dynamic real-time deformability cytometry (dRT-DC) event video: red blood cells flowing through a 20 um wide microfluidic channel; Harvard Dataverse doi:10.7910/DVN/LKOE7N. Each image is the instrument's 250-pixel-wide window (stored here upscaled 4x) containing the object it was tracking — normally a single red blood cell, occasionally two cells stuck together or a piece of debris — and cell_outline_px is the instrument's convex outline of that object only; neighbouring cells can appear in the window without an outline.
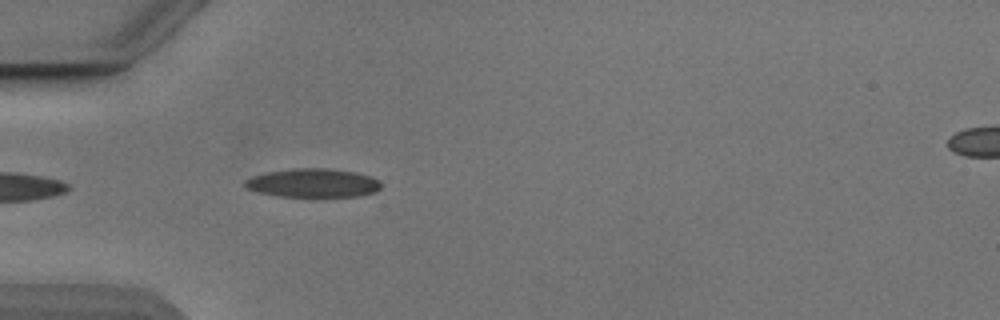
{"species": "Egyptian fruit bat (a non-hibernating species)", "species_latin": "Rousettus aegyptiacus", "temperature_condition": "cold", "stored_images_in_passage": 25, "camera_frame_rate_fps": 3000, "um_per_image_px": 0.085, "animal": {"sex": "male"}, "frame": {"image": 1, "passage_image": 2, "time_ms": 0.333, "image_size_px": [1000, 320], "cell_outline_px": [[380, 188], [376, 192], [356, 196], [280, 196], [260, 192], [244, 188], [244, 180], [252, 176], [268, 172], [292, 168], [328, 168], [356, 172], [372, 176], [380, 180]], "centroid_in_image_um": [26.62, 15.54], "position_along_channel_um": 58.4, "area_um2": 22.77}}
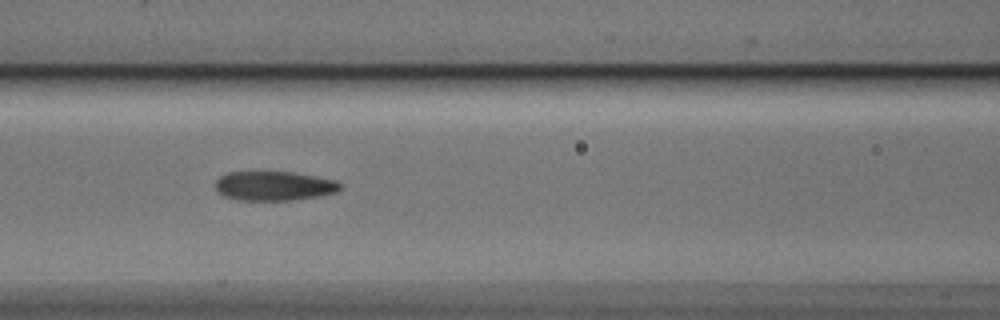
{"frame": {"image": 2, "passage_image": 9, "time_ms": 2.667, "image_size_px": [1000, 320], "cell_outline_px": [[340, 188], [336, 192], [320, 196], [292, 200], [236, 200], [224, 196], [216, 188], [216, 180], [220, 176], [228, 172], [256, 168], [292, 172], [316, 176], [336, 180], [340, 184]], "centroid_in_image_um": [23.24, 15.75], "position_along_channel_um": 143.4, "area_um2": 22.2}}
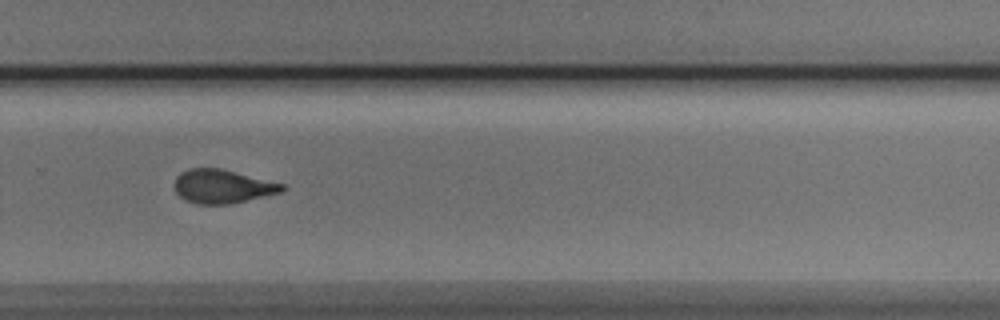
{"frame": {"image": 3, "passage_image": 22, "time_ms": 7.0, "image_size_px": [1000, 320], "cell_outline_px": [[288, 188], [284, 192], [228, 204], [196, 204], [184, 200], [176, 192], [172, 184], [176, 176], [180, 172], [188, 168], [220, 168], [284, 184]], "centroid_in_image_um": [18.88, 15.84], "position_along_channel_um": 310.9, "area_um2": 21.39}}